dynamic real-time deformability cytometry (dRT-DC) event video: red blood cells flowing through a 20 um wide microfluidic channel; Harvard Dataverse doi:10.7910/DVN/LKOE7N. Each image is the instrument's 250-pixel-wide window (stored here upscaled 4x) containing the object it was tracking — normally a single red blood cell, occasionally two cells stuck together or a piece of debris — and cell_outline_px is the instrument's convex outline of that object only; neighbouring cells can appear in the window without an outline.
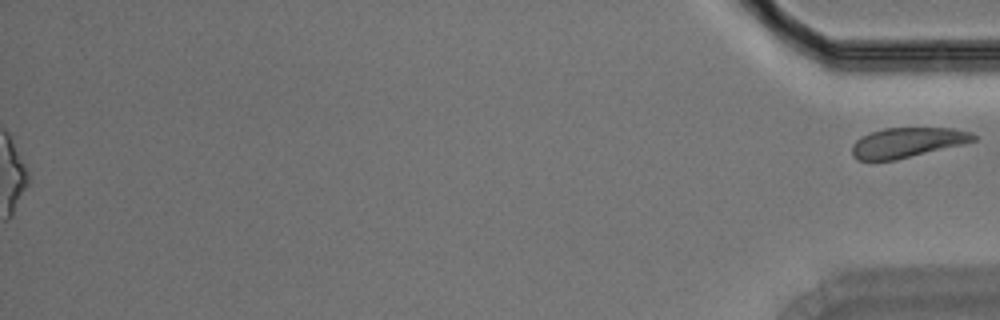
{"species": "Egyptian fruit bat (a non-hibernating species)", "species_latin": "Rousettus aegyptiacus", "temperature_condition": "room temperature", "stored_images_in_passage": 45, "segment_of_instrument_passage": [2, 2], "camera_frame_rate_fps": 3000, "um_per_image_px": 0.085, "animal": {"sex": "male"}, "frame": {"image": 1, "passage_image": 45, "time_ms": 14.667, "image_size_px": [1000, 320], "cell_outline_px": [[976, 140], [964, 144], [896, 160], [856, 160], [852, 156], [852, 144], [860, 136], [884, 128], [952, 128], [972, 132], [976, 136]], "centroid_in_image_um": [77.11, 12.12], "position_along_channel_um": 358.1, "area_um2": 21.27}}